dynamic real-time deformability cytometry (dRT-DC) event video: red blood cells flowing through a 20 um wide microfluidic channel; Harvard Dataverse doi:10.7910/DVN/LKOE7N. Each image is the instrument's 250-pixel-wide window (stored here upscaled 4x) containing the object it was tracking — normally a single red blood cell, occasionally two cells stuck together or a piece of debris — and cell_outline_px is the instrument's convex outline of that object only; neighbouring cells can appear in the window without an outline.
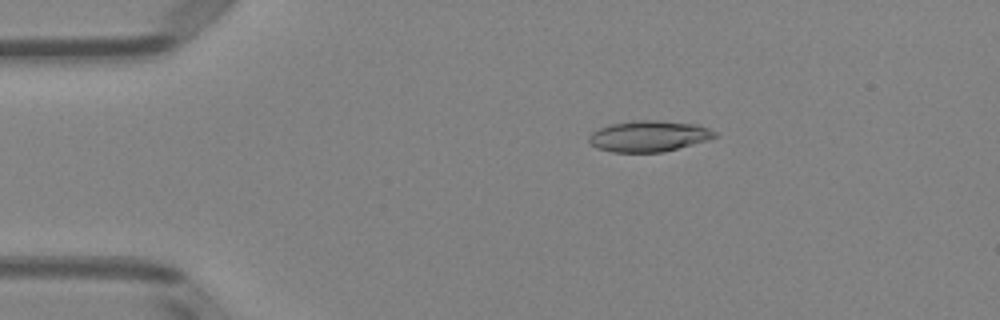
{"species": "Egyptian fruit bat (a non-hibernating species)", "species_latin": "Rousettus aegyptiacus", "temperature_condition": "room temperature", "stored_images_in_passage": 51, "camera_frame_rate_fps": 3000, "um_per_image_px": 0.085, "animal": {"sex": "female"}, "frame": {"image": 1, "passage_image": 10, "time_ms": 3.0, "image_size_px": [1000, 320], "cell_outline_px": [[716, 136], [708, 140], [664, 152], [612, 152], [596, 148], [588, 140], [588, 136], [592, 132], [608, 124], [632, 120], [660, 120], [700, 124], [716, 132]], "centroid_in_image_um": [55.15, 11.56], "position_along_channel_um": 29.9, "area_um2": 23.0}}
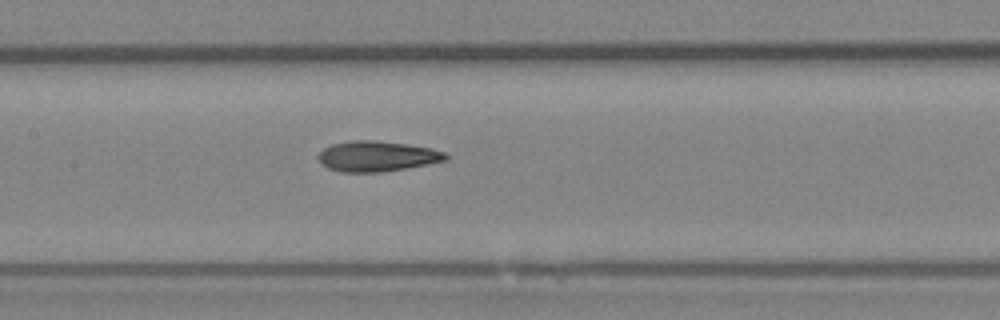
{"frame": {"image": 2, "passage_image": 25, "time_ms": 8.0, "image_size_px": [1000, 320], "cell_outline_px": [[448, 160], [404, 168], [380, 172], [340, 172], [328, 168], [320, 164], [316, 156], [324, 148], [332, 144], [352, 140], [372, 140], [408, 144], [432, 148], [444, 152], [448, 156]], "centroid_in_image_um": [32.01, 13.28], "position_along_channel_um": 175.4, "area_um2": 22.6}}
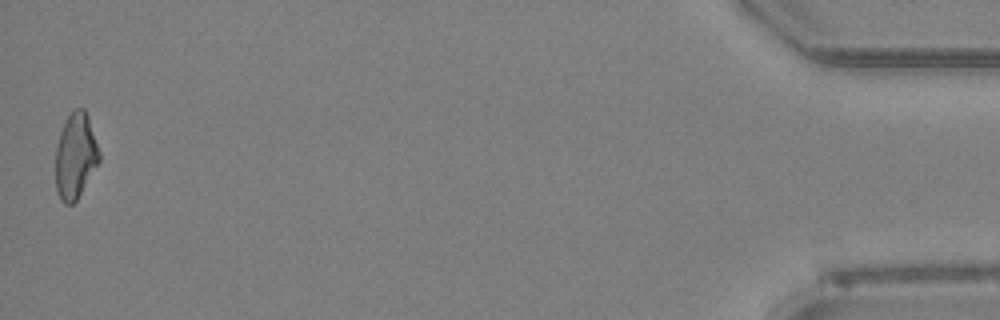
{"frame": {"image": 3, "passage_image": 51, "time_ms": 16.667, "image_size_px": [1000, 320], "cell_outline_px": [[100, 160], [76, 200], [72, 204], [64, 204], [60, 200], [56, 192], [56, 144], [60, 132], [68, 116], [76, 108], [84, 108], [88, 116], [100, 152]], "centroid_in_image_um": [6.41, 13.26], "position_along_channel_um": 428.8, "area_um2": 21.62}, "authors_computed_cell_mechanics": {"area_um2": 22.3108, "velocity_mm_per_s": 4.0047, "shape_relaxation_time_tau1_ms": null, "shape_relaxation_time_tau2_ms": 3.3796, "deformation_change_tau1": null, "deformation_change_tau2": 0.1232}}